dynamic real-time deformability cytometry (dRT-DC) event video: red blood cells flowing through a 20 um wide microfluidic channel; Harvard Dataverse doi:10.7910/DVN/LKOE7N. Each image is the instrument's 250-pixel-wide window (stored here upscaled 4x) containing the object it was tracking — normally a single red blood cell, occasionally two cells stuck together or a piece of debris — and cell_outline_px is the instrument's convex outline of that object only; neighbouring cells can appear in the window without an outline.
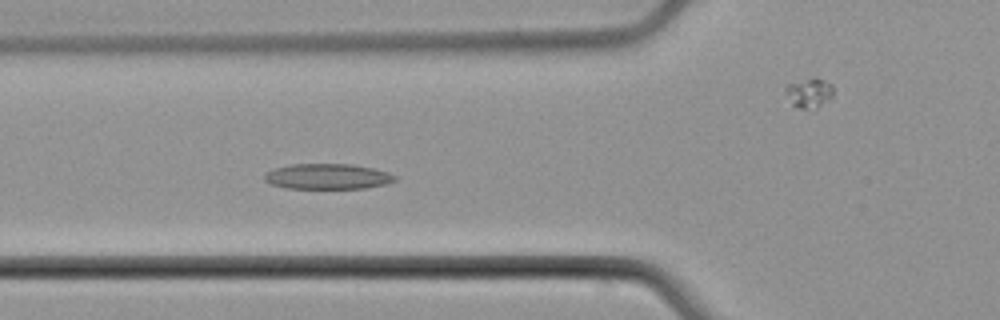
{"species": "common noctule bat (a hibernating species)", "species_latin": "Nyctalus noctula", "temperature_condition": "cold", "stored_images_in_passage": 7, "camera_frame_rate_fps": 3000, "um_per_image_px": 0.085, "animal": {"sex": "male", "body_mass_g": 21.5, "forearm_length_mm": 52.0}, "frame": {"image": 1, "passage_image": 6, "time_ms": 6.0, "image_size_px": [1000, 320], "cell_outline_px": [[396, 180], [384, 184], [368, 188], [284, 188], [272, 184], [264, 180], [264, 176], [268, 172], [276, 168], [292, 164], [352, 164], [372, 168], [388, 172], [396, 176]], "centroid_in_image_um": [27.86, 15.0], "position_along_channel_um": 97.9, "area_um2": 19.19}}